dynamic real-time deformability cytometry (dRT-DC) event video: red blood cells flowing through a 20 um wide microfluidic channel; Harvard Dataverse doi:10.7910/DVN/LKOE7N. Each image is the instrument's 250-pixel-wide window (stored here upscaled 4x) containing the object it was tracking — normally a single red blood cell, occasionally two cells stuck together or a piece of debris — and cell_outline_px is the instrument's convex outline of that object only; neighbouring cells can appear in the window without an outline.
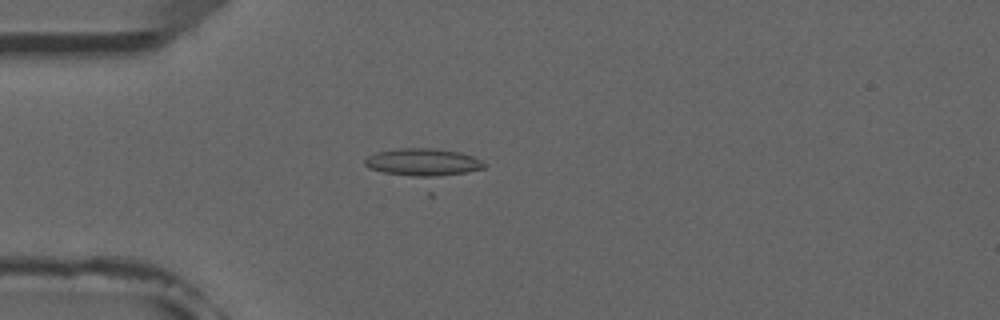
{"species": "common noctule bat (a hibernating species)", "species_latin": "Nyctalus noctula", "temperature_condition": "room temperature", "stored_images_in_passage": 5, "camera_frame_rate_fps": 3000, "um_per_image_px": 0.085, "animal": {"sex": "male", "forearm_length_mm": 52.5}, "frame": {"image": 1, "passage_image": 4, "time_ms": 3.667, "image_size_px": [1000, 320], "cell_outline_px": [[484, 168], [468, 172], [424, 180], [420, 180], [384, 172], [368, 168], [364, 164], [364, 160], [368, 156], [376, 152], [400, 148], [432, 148], [460, 152], [472, 156], [480, 160], [484, 164]], "centroid_in_image_um": [35.92, 13.84], "position_along_channel_um": 49.1, "area_um2": 19.83}}